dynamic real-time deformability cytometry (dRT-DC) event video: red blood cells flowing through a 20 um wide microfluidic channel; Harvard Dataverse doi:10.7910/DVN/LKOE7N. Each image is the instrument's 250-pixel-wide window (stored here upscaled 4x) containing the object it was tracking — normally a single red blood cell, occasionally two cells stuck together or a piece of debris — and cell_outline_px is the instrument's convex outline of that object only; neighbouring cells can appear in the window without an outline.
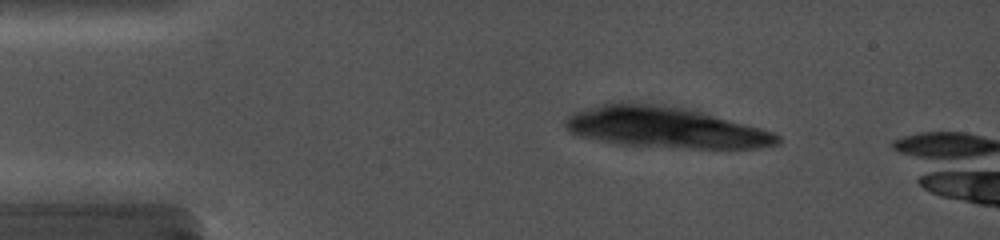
{"species": "common noctule bat (a hibernating species)", "species_latin": "Nyctalus noctula", "temperature_condition": "cold", "stored_images_in_passage": 4, "camera_frame_rate_fps": 5000, "um_per_image_px": 0.085, "animal": {"sex": "female", "body_mass_g": 19.0, "forearm_length_mm": 56.7}, "frame": {"image": 1, "passage_image": 1, "time_ms": 0.0, "image_size_px": [1000, 240], "cell_outline_px": [[764, 136], [668, 136], [648, 132], [592, 120], [600, 112], [608, 108], [660, 108], [688, 112], [716, 120]], "centroid_in_image_um": [56.88, 10.42], "position_along_channel_um": 28.1, "area_um2": 20.92}}